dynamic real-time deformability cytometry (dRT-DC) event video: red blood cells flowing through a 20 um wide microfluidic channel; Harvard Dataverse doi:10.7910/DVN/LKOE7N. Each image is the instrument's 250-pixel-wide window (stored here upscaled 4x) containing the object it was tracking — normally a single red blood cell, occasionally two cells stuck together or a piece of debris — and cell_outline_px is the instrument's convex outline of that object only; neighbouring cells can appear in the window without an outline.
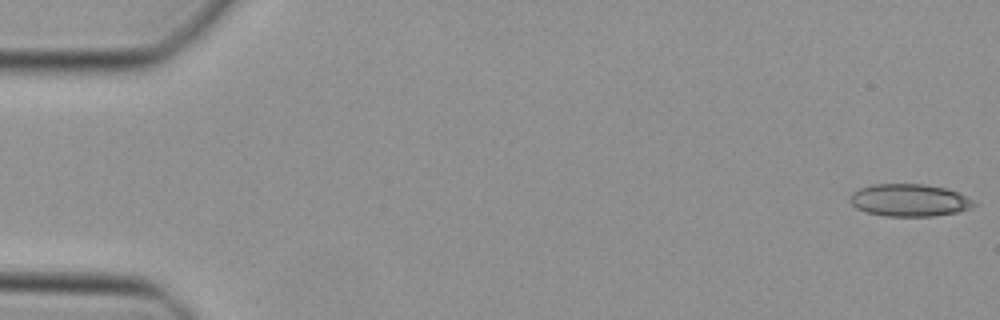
{"species": "Egyptian fruit bat (a non-hibernating species)", "species_latin": "Rousettus aegyptiacus", "temperature_condition": "cold", "stored_images_in_passage": 42, "camera_frame_rate_fps": 3000, "um_per_image_px": 0.085, "animal": {"sex": "female"}, "frame": {"image": 1, "passage_image": 1, "time_ms": 0.0, "image_size_px": [1000, 320], "cell_outline_px": [[976, 204], [972, 208], [960, 212], [936, 216], [884, 216], [864, 212], [856, 208], [848, 200], [848, 196], [852, 192], [860, 188], [872, 184], [924, 184], [944, 188], [956, 192], [976, 200]], "centroid_in_image_um": [77.29, 17.03], "position_along_channel_um": 7.7, "area_um2": 23.76}}
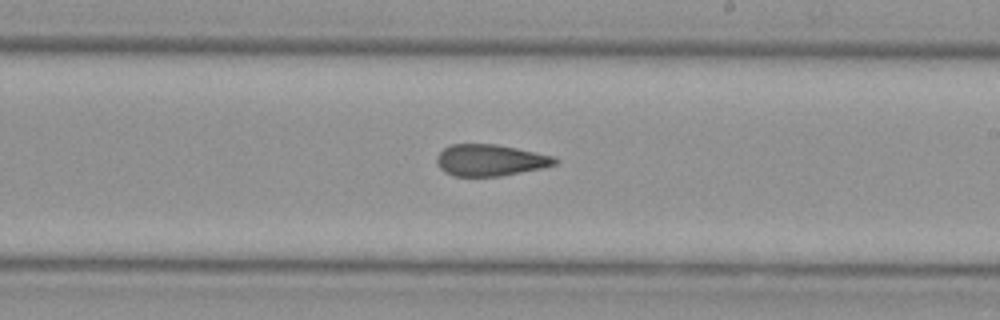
{"frame": {"image": 2, "passage_image": 28, "time_ms": 9.0, "image_size_px": [1000, 320], "cell_outline_px": [[560, 160], [556, 164], [544, 168], [500, 176], [452, 176], [444, 172], [436, 164], [436, 156], [444, 148], [452, 144], [496, 144], [556, 156]], "centroid_in_image_um": [41.69, 13.62], "position_along_channel_um": 247.3, "area_um2": 21.96}}
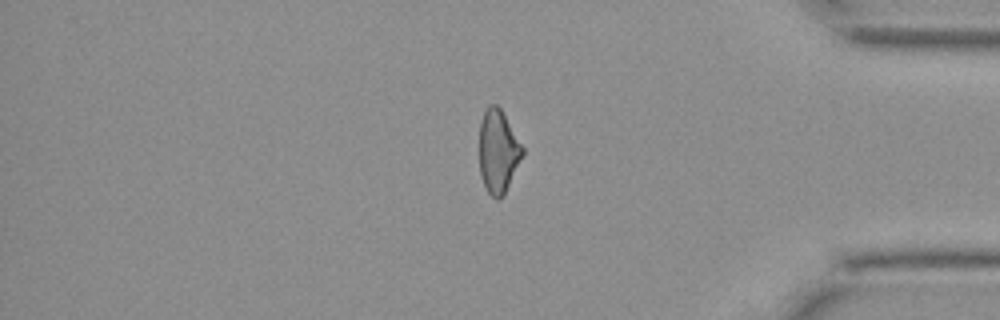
{"frame": {"image": 3, "passage_image": 40, "time_ms": 13.0, "image_size_px": [1000, 320], "cell_outline_px": [[524, 152], [504, 192], [496, 200], [488, 192], [480, 176], [480, 120], [488, 104], [496, 104], [500, 108], [524, 148]], "centroid_in_image_um": [42.32, 12.82], "position_along_channel_um": 392.9, "area_um2": 20.4}}